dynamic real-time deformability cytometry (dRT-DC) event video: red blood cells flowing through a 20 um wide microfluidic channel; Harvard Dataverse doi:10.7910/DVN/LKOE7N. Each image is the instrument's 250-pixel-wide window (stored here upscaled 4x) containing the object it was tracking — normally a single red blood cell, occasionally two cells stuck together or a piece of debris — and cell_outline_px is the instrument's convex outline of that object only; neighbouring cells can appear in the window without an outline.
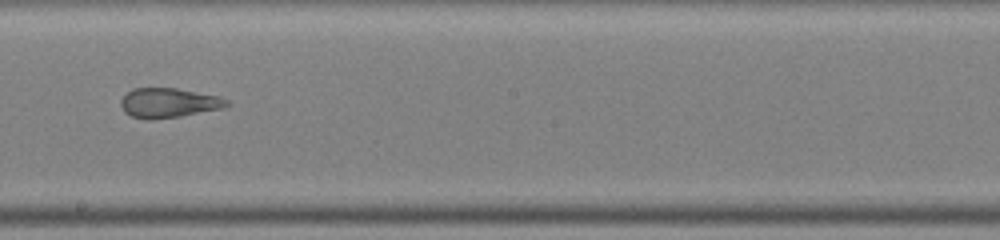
{"species": "common noctule bat (a hibernating species)", "species_latin": "Nyctalus noctula", "temperature_condition": "warm", "stored_images_in_passage": 48, "camera_frame_rate_fps": 3000, "um_per_image_px": 0.085, "animal": {"sex": "male", "body_mass_g": 19.0, "forearm_length_mm": 50.8}, "frame": {"image": 1, "passage_image": 28, "time_ms": 9.0, "image_size_px": [1000, 240], "cell_outline_px": [[228, 104], [220, 108], [180, 116], [152, 120], [148, 120], [132, 116], [124, 112], [120, 104], [120, 100], [132, 88], [176, 88], [220, 96], [228, 100]], "centroid_in_image_um": [14.29, 8.74], "position_along_channel_um": 233.9, "area_um2": 18.15}, "authors_computed_cell_mechanics": {"area_um2": 25.721, "velocity_mm_per_s": 4.1803, "shape_relaxation_time_tau1_ms": null, "shape_relaxation_time_tau2_ms": 1.1627, "deformation_change_tau1": null, "deformation_change_tau2": 0.1021}}